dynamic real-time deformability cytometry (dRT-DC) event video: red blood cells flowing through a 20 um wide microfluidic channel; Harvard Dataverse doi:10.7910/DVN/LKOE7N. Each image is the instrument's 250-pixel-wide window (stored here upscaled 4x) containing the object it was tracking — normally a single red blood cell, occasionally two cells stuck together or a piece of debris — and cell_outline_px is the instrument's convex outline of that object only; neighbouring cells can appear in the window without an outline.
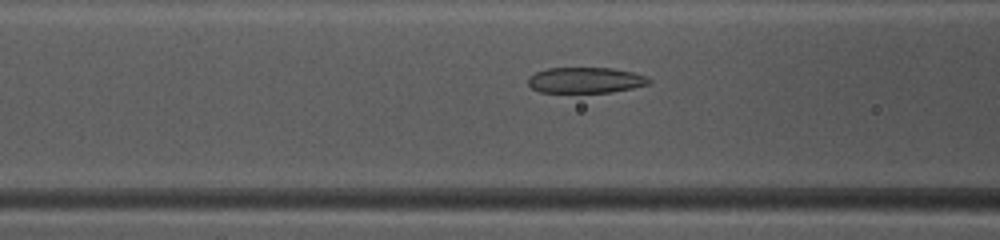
{"species": "common noctule bat (a hibernating species)", "species_latin": "Nyctalus noctula", "temperature_condition": "warm", "stored_images_in_passage": 49, "camera_frame_rate_fps": 3000, "um_per_image_px": 0.085, "animal": {"sex": "female", "body_mass_g": 10.0, "forearm_length_mm": 53.1}, "frame": {"image": 1, "passage_image": 20, "time_ms": 6.333, "image_size_px": [1000, 240], "cell_outline_px": [[652, 84], [612, 92], [540, 92], [532, 88], [528, 84], [528, 76], [536, 72], [548, 68], [612, 68], [632, 72], [648, 76], [652, 80]], "centroid_in_image_um": [49.81, 6.81], "position_along_channel_um": 116.8, "area_um2": 18.26}}
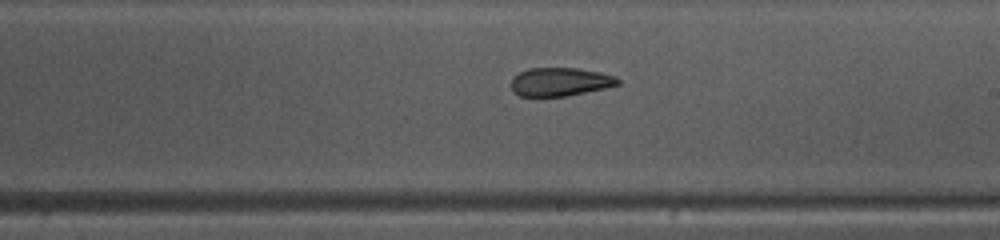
{"frame": {"image": 2, "passage_image": 29, "time_ms": 9.333, "image_size_px": [1000, 240], "cell_outline_px": [[620, 84], [604, 88], [564, 96], [520, 96], [512, 92], [512, 76], [528, 68], [580, 68], [600, 72], [616, 76], [620, 80]], "centroid_in_image_um": [47.6, 6.94], "position_along_channel_um": 241.4, "area_um2": 17.69}}
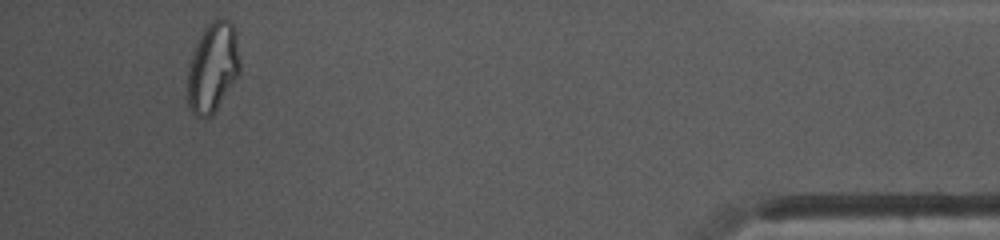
{"frame": {"image": 3, "passage_image": 46, "time_ms": 15.0, "image_size_px": [1000, 240], "cell_outline_px": [[240, 76], [212, 116], [204, 120], [196, 116], [188, 108], [188, 68], [192, 52], [204, 28], [212, 20], [228, 20], [236, 28], [240, 60]], "centroid_in_image_um": [18.11, 5.78], "position_along_channel_um": 417.1, "area_um2": 27.98}, "authors_computed_cell_mechanics": {"area_um2": 20.519, "velocity_mm_per_s": 4.1353, "shape_relaxation_time_tau1_ms": 6.2953, "shape_relaxation_time_tau2_ms": 2.1875, "deformation_change_tau1": 0.178, "deformation_change_tau2": 0.0985}}